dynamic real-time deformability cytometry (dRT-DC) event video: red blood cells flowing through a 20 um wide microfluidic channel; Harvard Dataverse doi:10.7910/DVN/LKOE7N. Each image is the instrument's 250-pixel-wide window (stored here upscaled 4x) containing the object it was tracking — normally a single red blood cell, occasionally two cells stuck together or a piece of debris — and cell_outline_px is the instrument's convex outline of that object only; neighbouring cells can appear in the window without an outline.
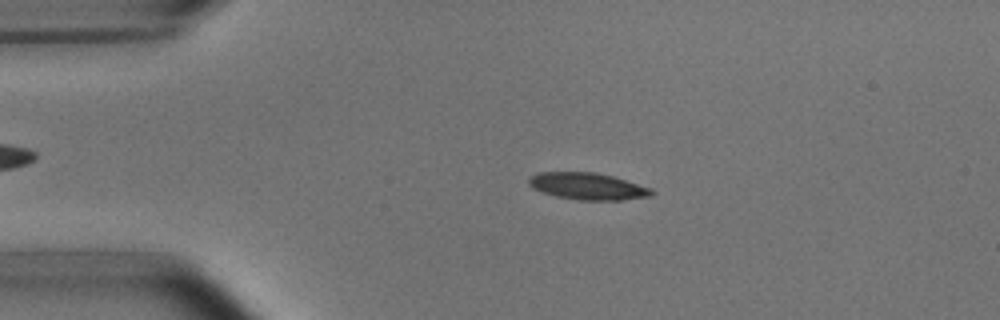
{"species": "common noctule bat (a hibernating species)", "species_latin": "Nyctalus noctula", "temperature_condition": "room temperature", "stored_images_in_passage": 3, "camera_frame_rate_fps": 3000, "um_per_image_px": 0.085, "animal": {"sex": "male", "body_mass_g": 15.6}, "frame": {"image": 1, "passage_image": 2, "time_ms": 1.333, "image_size_px": [1000, 320], "cell_outline_px": [[656, 192], [652, 196], [620, 200], [576, 200], [556, 196], [532, 188], [528, 184], [528, 180], [532, 176], [540, 172], [596, 172], [612, 176], [652, 188]], "centroid_in_image_um": [49.98, 15.83], "position_along_channel_um": 35.0, "area_um2": 19.25}}